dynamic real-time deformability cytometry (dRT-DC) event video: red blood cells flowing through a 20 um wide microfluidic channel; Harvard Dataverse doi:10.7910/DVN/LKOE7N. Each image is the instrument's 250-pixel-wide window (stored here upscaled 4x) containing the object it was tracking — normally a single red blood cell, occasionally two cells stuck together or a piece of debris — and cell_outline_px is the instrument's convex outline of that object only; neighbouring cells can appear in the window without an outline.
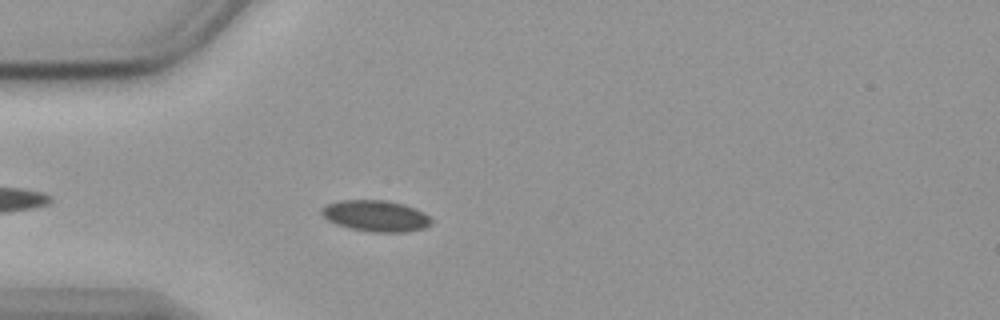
{"species": "common noctule bat (a hibernating species)", "species_latin": "Nyctalus noctula", "temperature_condition": "cold", "stored_images_in_passage": 46, "camera_frame_rate_fps": 3000, "um_per_image_px": 0.085, "animal": {"sex": "female", "body_mass_g": 19.9}, "frame": {"image": 1, "passage_image": 6, "time_ms": 1.667, "image_size_px": [1000, 320], "cell_outline_px": [[432, 224], [424, 228], [404, 232], [372, 232], [352, 228], [336, 224], [328, 220], [320, 212], [320, 208], [328, 204], [340, 200], [388, 200], [404, 204], [416, 208], [424, 212], [432, 220]], "centroid_in_image_um": [31.96, 18.34], "position_along_channel_um": 53.0, "area_um2": 20.0}}
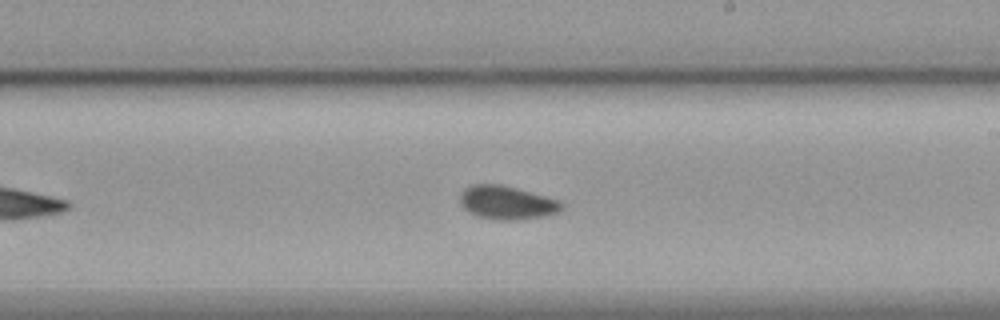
{"frame": {"image": 2, "passage_image": 23, "time_ms": 7.333, "image_size_px": [1000, 320], "cell_outline_px": [[564, 208], [556, 212], [524, 220], [496, 220], [476, 216], [468, 212], [460, 204], [460, 192], [464, 188], [472, 184], [500, 184], [516, 188], [560, 200], [564, 204]], "centroid_in_image_um": [43.05, 17.22], "position_along_channel_um": 246.0, "area_um2": 20.0}}
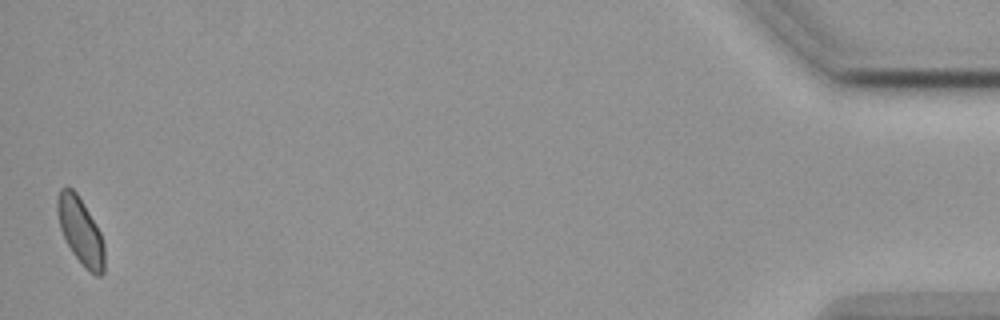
{"frame": {"image": 3, "passage_image": 46, "time_ms": 15.0, "image_size_px": [1000, 320], "cell_outline_px": [[104, 272], [100, 276], [96, 276], [84, 268], [72, 252], [60, 228], [56, 208], [56, 200], [60, 188], [72, 188], [76, 192], [84, 204], [96, 224], [100, 232], [104, 244]], "centroid_in_image_um": [6.84, 19.65], "position_along_channel_um": 428.4, "area_um2": 18.26}, "authors_computed_cell_mechanics": {"area_um2": 19.4497, "velocity_mm_per_s": 3.557, "shape_relaxation_time_tau1_ms": null, "shape_relaxation_time_tau2_ms": 4.1311, "deformation_change_tau1": null, "deformation_change_tau2": 0.0661}}